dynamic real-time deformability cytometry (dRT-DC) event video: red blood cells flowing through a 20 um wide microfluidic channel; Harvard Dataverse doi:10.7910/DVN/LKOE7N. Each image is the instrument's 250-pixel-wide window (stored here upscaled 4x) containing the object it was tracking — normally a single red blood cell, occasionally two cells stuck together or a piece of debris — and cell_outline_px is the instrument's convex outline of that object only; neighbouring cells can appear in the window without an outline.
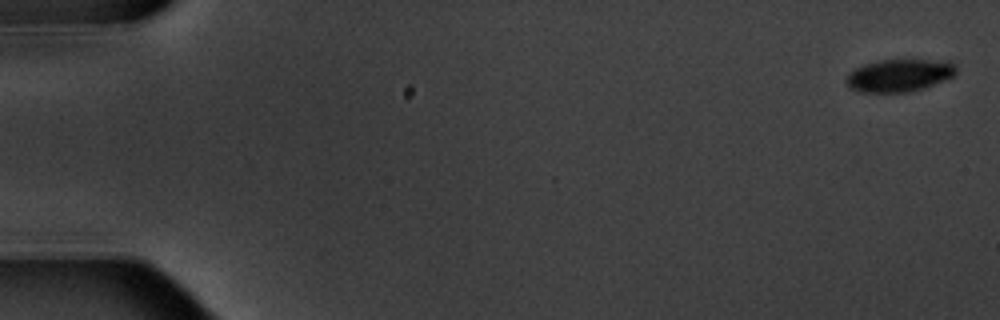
{"species": "common noctule bat (a hibernating species)", "species_latin": "Nyctalus noctula", "temperature_condition": "warm", "stored_images_in_passage": 5, "camera_frame_rate_fps": 3000, "um_per_image_px": 0.085, "animal": {"sex": "male", "body_mass_g": 20.1, "forearm_length_mm": 53.5}, "frame": {"image": 1, "passage_image": 1, "time_ms": 0.0, "image_size_px": [1000, 320], "cell_outline_px": [[956, 72], [952, 76], [944, 80], [924, 88], [912, 92], [860, 92], [848, 88], [844, 80], [848, 72], [856, 68], [880, 60], [948, 60], [956, 64]], "centroid_in_image_um": [76.42, 6.41], "position_along_channel_um": 8.6, "area_um2": 20.98}}